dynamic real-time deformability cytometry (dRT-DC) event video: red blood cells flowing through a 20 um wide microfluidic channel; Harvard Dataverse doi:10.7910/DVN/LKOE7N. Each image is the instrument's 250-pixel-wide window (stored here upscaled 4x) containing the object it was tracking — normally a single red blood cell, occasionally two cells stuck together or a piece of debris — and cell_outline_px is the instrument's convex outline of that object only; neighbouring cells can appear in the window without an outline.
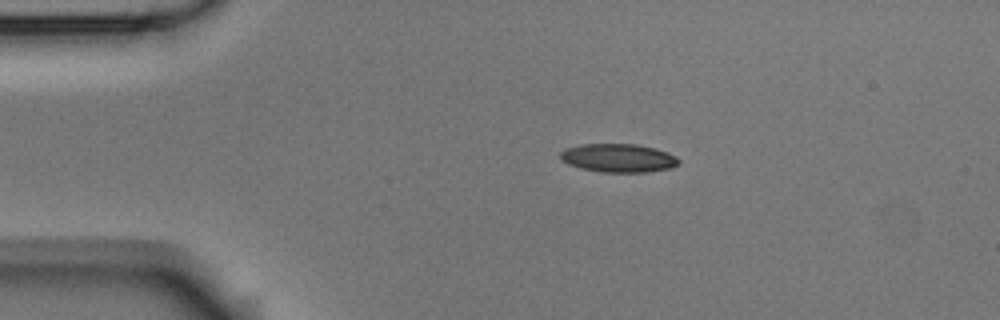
{"species": "Egyptian fruit bat (a non-hibernating species)", "species_latin": "Rousettus aegyptiacus", "temperature_condition": "room temperature", "stored_images_in_passage": 3, "camera_frame_rate_fps": 3000, "um_per_image_px": 0.085, "animal": {"sex": "male"}, "frame": {"image": 1, "passage_image": 2, "time_ms": 0.333, "image_size_px": [1000, 320], "cell_outline_px": [[680, 164], [672, 168], [648, 172], [600, 172], [580, 168], [568, 164], [560, 156], [560, 152], [564, 148], [580, 144], [636, 144], [668, 152], [676, 156], [680, 160]], "centroid_in_image_um": [52.58, 13.43], "position_along_channel_um": 32.4, "area_um2": 19.77}}